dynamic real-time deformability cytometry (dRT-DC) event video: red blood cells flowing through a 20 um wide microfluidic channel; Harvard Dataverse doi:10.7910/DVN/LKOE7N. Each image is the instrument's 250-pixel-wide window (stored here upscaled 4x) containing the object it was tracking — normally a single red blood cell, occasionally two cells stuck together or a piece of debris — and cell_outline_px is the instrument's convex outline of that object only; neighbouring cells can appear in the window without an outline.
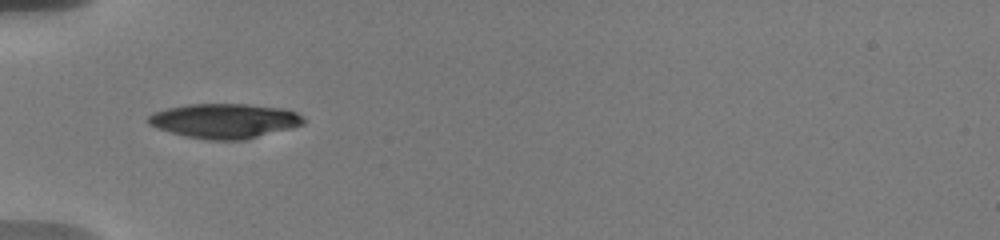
{"species": "human", "species_latin": "Homo sapiens", "temperature_condition": "warm", "stored_images_in_passage": 13, "camera_frame_rate_fps": 3000, "um_per_image_px": 0.085, "donor": {"sex": "male"}, "frame": {"image": 1, "passage_image": 1, "time_ms": 0.0, "image_size_px": [1000, 240], "cell_outline_px": [[304, 124], [292, 128], [244, 140], [208, 140], [188, 136], [156, 128], [148, 124], [144, 120], [152, 112], [168, 108], [188, 104], [248, 104], [284, 108], [296, 112], [304, 120]], "centroid_in_image_um": [19.07, 10.27], "position_along_channel_um": 65.9, "area_um2": 31.44}}
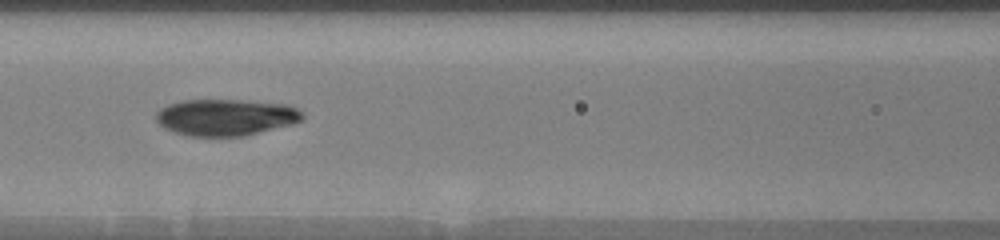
{"frame": {"image": 2, "passage_image": 8, "time_ms": 2.333, "image_size_px": [1000, 240], "cell_outline_px": [[304, 116], [300, 120], [292, 124], [244, 136], [188, 136], [164, 128], [156, 120], [156, 112], [160, 108], [168, 104], [184, 100], [240, 100], [288, 104], [296, 108]], "centroid_in_image_um": [19.17, 9.96], "position_along_channel_um": 147.4, "area_um2": 31.1}}
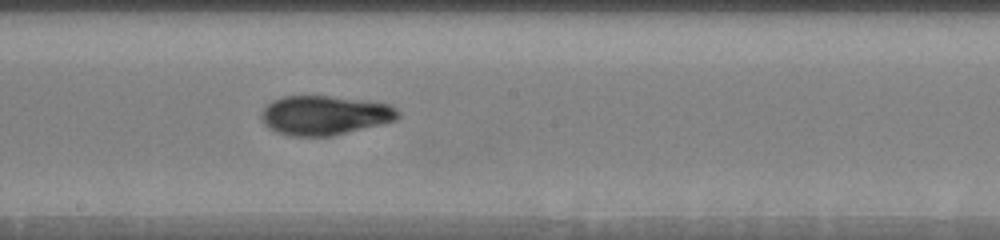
{"frame": {"image": 3, "passage_image": 13, "time_ms": 4.333, "image_size_px": [1000, 240], "cell_outline_px": [[400, 116], [396, 120], [332, 136], [292, 136], [276, 132], [268, 128], [260, 120], [260, 112], [272, 100], [284, 96], [328, 96], [368, 100], [392, 104], [400, 112]], "centroid_in_image_um": [27.59, 9.79], "position_along_channel_um": 220.6, "area_um2": 31.62}}